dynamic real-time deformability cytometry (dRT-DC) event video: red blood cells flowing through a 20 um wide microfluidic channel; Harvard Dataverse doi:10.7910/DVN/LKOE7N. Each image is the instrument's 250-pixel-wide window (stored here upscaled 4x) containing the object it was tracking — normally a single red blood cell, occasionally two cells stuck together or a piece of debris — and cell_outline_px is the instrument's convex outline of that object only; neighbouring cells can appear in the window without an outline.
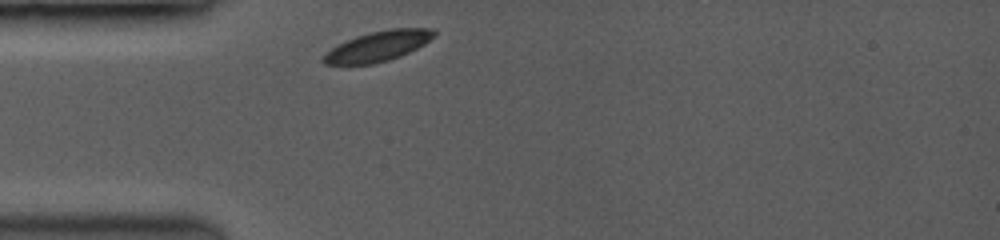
{"species": "common noctule bat (a hibernating species)", "species_latin": "Nyctalus noctula", "temperature_condition": "room temperature", "stored_images_in_passage": 8, "camera_frame_rate_fps": 3500, "um_per_image_px": 0.085, "animal": {"sex": "female", "body_mass_g": 19.0, "forearm_length_mm": 53.3}, "frame": {"image": 1, "passage_image": 1, "time_ms": 0.0, "image_size_px": [1000, 240], "cell_outline_px": [[436, 36], [424, 44], [400, 56], [388, 60], [372, 64], [324, 64], [320, 60], [332, 48], [356, 36], [368, 32], [388, 28], [432, 28], [436, 32]], "centroid_in_image_um": [32.17, 3.91], "position_along_channel_um": 52.8, "area_um2": 19.31}}
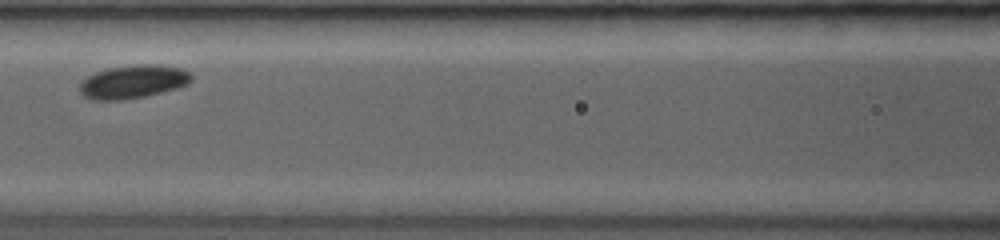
{"frame": {"image": 2, "passage_image": 5, "time_ms": 2.857, "image_size_px": [1000, 240], "cell_outline_px": [[192, 80], [188, 84], [176, 88], [144, 96], [116, 100], [100, 100], [84, 96], [80, 92], [80, 84], [88, 76], [96, 72], [108, 68], [136, 64], [156, 64], [180, 68], [188, 72], [192, 76]], "centroid_in_image_um": [11.33, 6.93], "position_along_channel_um": 155.3, "area_um2": 21.33}}
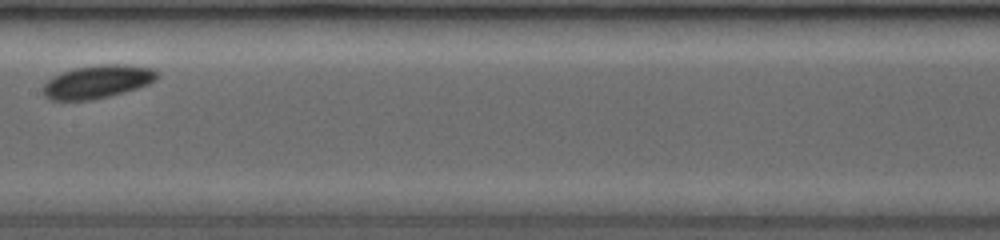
{"frame": {"image": 3, "passage_image": 7, "time_ms": 4.0, "image_size_px": [1000, 240], "cell_outline_px": [[160, 72], [156, 80], [148, 84], [124, 92], [108, 96], [88, 100], [52, 100], [44, 92], [44, 84], [52, 76], [60, 72], [72, 68], [96, 64], [128, 64], [152, 68]], "centroid_in_image_um": [8.32, 6.91], "position_along_channel_um": 199.1, "area_um2": 22.08}}